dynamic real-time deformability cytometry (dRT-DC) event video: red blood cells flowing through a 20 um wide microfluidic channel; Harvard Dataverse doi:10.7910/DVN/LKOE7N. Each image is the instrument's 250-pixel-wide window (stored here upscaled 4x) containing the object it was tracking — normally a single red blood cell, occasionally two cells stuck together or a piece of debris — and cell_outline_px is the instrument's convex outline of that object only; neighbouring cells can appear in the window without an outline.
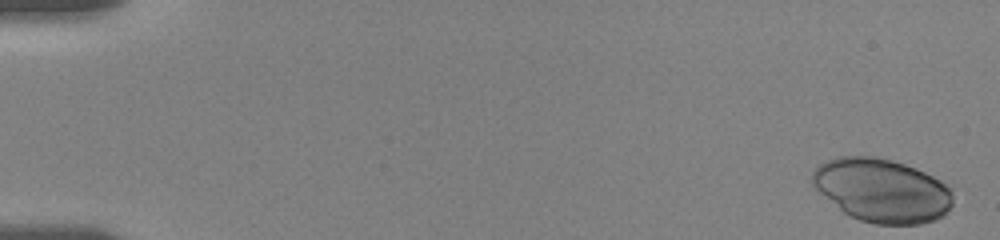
{"species": "human", "species_latin": "Homo sapiens", "temperature_condition": "room temperature", "stored_images_in_passage": 31, "camera_frame_rate_fps": 3000, "um_per_image_px": 0.085, "donor": {"sex": "female"}, "frame": {"image": 1, "passage_image": 1, "time_ms": 0.0, "image_size_px": [1000, 240], "cell_outline_px": [[952, 204], [944, 216], [936, 220], [920, 224], [876, 224], [860, 220], [844, 212], [820, 192], [812, 184], [812, 172], [820, 164], [836, 156], [876, 156], [892, 160], [916, 168], [948, 184], [952, 188]], "centroid_in_image_um": [75.0, 16.17], "position_along_channel_um": 10.0, "area_um2": 52.08}}
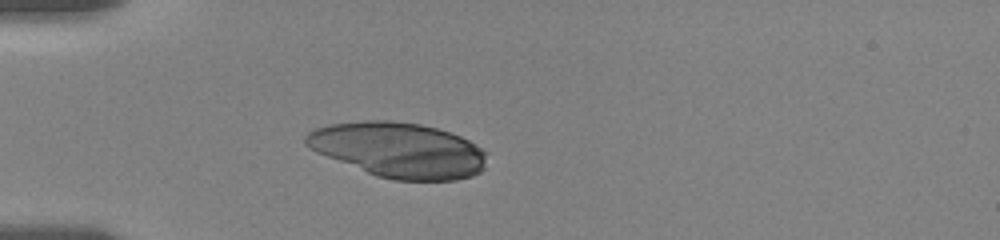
{"frame": {"image": 2, "passage_image": 12, "time_ms": 5.0, "image_size_px": [1000, 240], "cell_outline_px": [[484, 168], [480, 172], [472, 176], [456, 180], [392, 180], [376, 176], [316, 152], [304, 144], [304, 136], [308, 132], [316, 128], [328, 124], [364, 120], [388, 120], [420, 124], [436, 128], [460, 136], [468, 140], [480, 148], [484, 152]], "centroid_in_image_um": [33.84, 12.74], "position_along_channel_um": 51.2, "area_um2": 57.97}}